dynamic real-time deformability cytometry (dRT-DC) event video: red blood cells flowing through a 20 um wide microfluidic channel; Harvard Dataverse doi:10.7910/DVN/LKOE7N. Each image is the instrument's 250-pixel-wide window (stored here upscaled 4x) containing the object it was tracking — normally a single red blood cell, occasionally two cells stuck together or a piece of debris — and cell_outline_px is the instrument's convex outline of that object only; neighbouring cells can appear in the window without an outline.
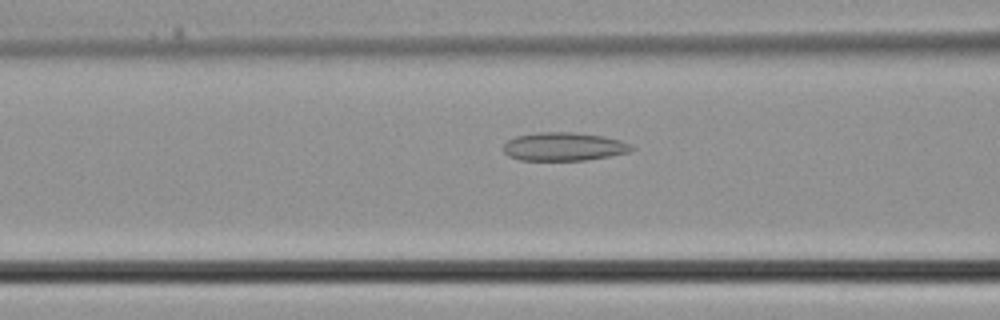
{"species": "common noctule bat (a hibernating species)", "species_latin": "Nyctalus noctula", "temperature_condition": "cold", "stored_images_in_passage": 27, "camera_frame_rate_fps": 3000, "um_per_image_px": 0.085, "animal": {"sex": "male", "body_mass_g": 21.5, "forearm_length_mm": 52.0}, "frame": {"image": 1, "passage_image": 4, "time_ms": 1.0, "image_size_px": [1000, 320], "cell_outline_px": [[636, 148], [628, 152], [608, 156], [584, 160], [520, 160], [508, 156], [504, 152], [504, 144], [508, 140], [516, 136], [536, 132], [576, 132], [604, 136], [620, 140], [632, 144]], "centroid_in_image_um": [47.93, 12.45], "position_along_channel_um": 118.7, "area_um2": 21.27}}
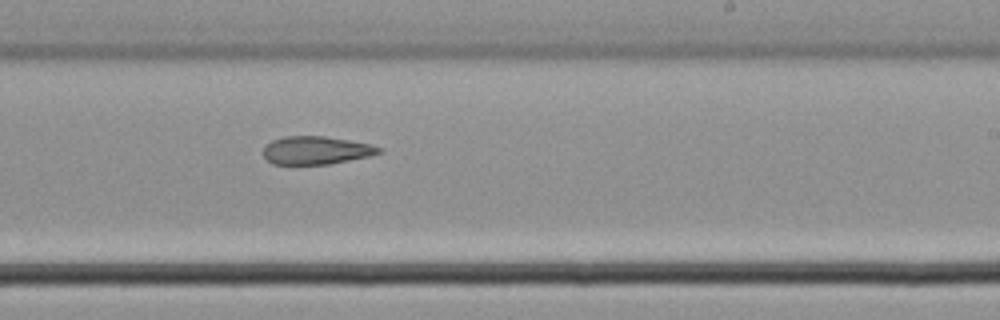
{"frame": {"image": 2, "passage_image": 12, "time_ms": 3.667, "image_size_px": [1000, 320], "cell_outline_px": [[384, 152], [368, 156], [328, 164], [272, 164], [264, 156], [264, 148], [272, 140], [284, 136], [324, 136], [372, 144], [384, 148]], "centroid_in_image_um": [26.91, 12.77], "position_along_channel_um": 262.1, "area_um2": 18.84}}
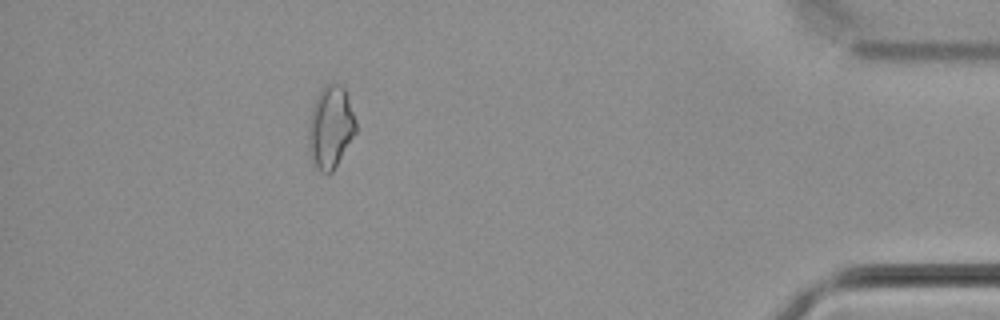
{"frame": {"image": 3, "passage_image": 23, "time_ms": 7.333, "image_size_px": [1000, 320], "cell_outline_px": [[356, 132], [332, 172], [328, 176], [320, 172], [316, 168], [312, 160], [308, 148], [308, 120], [316, 96], [328, 84], [340, 84], [344, 88], [348, 96], [356, 120]], "centroid_in_image_um": [28.08, 10.84], "position_along_channel_um": 407.1, "area_um2": 22.83}}